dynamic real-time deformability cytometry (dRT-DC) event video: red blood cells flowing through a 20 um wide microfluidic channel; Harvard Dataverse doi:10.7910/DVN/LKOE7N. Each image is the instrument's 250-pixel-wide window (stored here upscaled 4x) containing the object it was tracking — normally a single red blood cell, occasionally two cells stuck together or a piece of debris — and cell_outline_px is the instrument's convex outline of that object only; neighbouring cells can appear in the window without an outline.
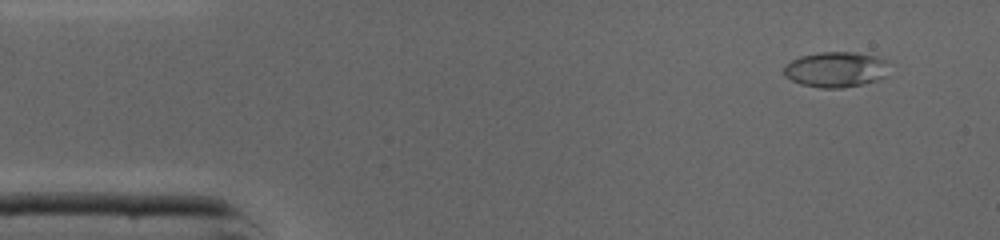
{"species": "common noctule bat (a hibernating species)", "species_latin": "Nyctalus noctula", "temperature_condition": "cold", "stored_images_in_passage": 46, "camera_frame_rate_fps": 3000, "um_per_image_px": 0.085, "animal": {"sex": "male", "body_mass_g": 19.0, "forearm_length_mm": 50.8}, "frame": {"image": 1, "passage_image": 4, "time_ms": 1.0, "image_size_px": [1000, 240], "cell_outline_px": [[888, 60], [884, 76], [860, 84], [840, 88], [820, 88], [800, 84], [784, 76], [784, 68], [792, 60], [800, 56], [820, 52], [856, 52], [880, 56]], "centroid_in_image_um": [71.02, 5.89], "position_along_channel_um": 14.0, "area_um2": 21.56}}
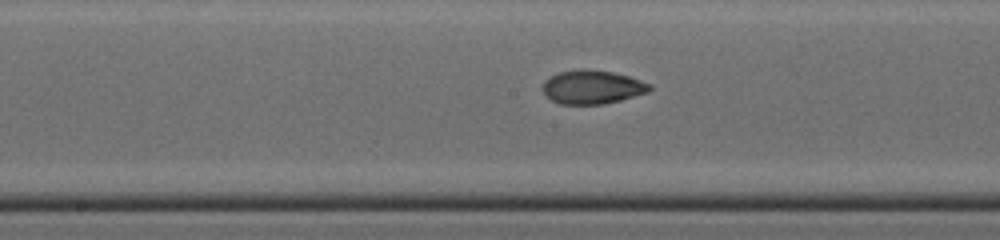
{"frame": {"image": 2, "passage_image": 23, "time_ms": 7.333, "image_size_px": [1000, 240], "cell_outline_px": [[652, 88], [648, 92], [620, 100], [600, 104], [560, 104], [552, 100], [544, 92], [544, 80], [560, 72], [580, 68], [612, 72], [628, 76], [652, 84]], "centroid_in_image_um": [50.36, 7.39], "position_along_channel_um": 197.8, "area_um2": 20.75}}
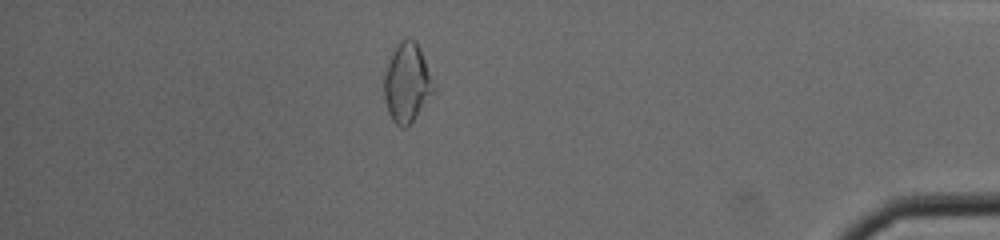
{"frame": {"image": 3, "passage_image": 40, "time_ms": 13.0, "image_size_px": [1000, 240], "cell_outline_px": [[436, 88], [412, 120], [404, 128], [400, 128], [392, 120], [388, 112], [384, 100], [384, 76], [392, 52], [400, 40], [408, 36], [416, 40], [420, 48]], "centroid_in_image_um": [34.58, 7.0], "position_along_channel_um": 400.6, "area_um2": 22.6}, "authors_computed_cell_mechanics": {"area_um2": 21.0103, "velocity_mm_per_s": 4.3761, "shape_relaxation_time_tau1_ms": 6.0201, "shape_relaxation_time_tau2_ms": 1.147, "deformation_change_tau1": 0.1499, "deformation_change_tau2": 0.0466}}